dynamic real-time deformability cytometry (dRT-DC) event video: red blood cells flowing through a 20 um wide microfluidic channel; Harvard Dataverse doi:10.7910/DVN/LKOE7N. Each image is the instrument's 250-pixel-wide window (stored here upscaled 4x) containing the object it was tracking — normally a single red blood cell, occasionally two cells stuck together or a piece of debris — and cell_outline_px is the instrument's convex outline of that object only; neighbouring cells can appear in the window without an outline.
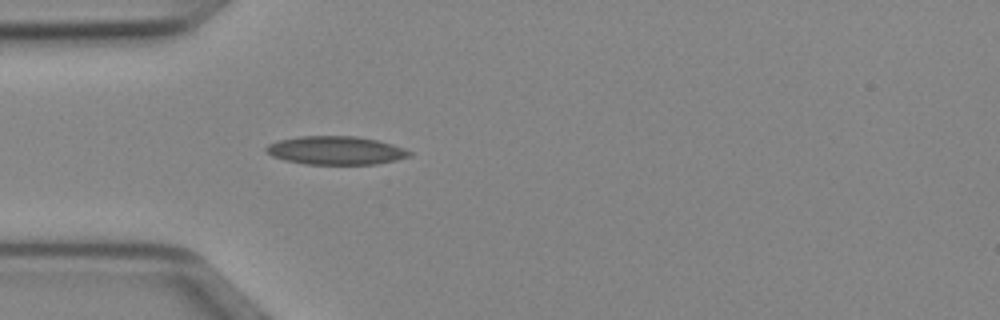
{"species": "Egyptian fruit bat (a non-hibernating species)", "species_latin": "Rousettus aegyptiacus", "temperature_condition": "cold", "stored_images_in_passage": 36, "camera_frame_rate_fps": 3000, "um_per_image_px": 0.085, "animal": {"sex": "female"}, "frame": {"image": 1, "passage_image": 1, "time_ms": 0.0, "image_size_px": [1000, 320], "cell_outline_px": [[412, 156], [396, 160], [376, 164], [304, 164], [284, 160], [272, 156], [264, 148], [268, 144], [280, 140], [300, 136], [356, 136], [376, 140], [392, 144], [404, 148], [412, 152]], "centroid_in_image_um": [28.56, 12.79], "position_along_channel_um": 56.4, "area_um2": 23.7}}
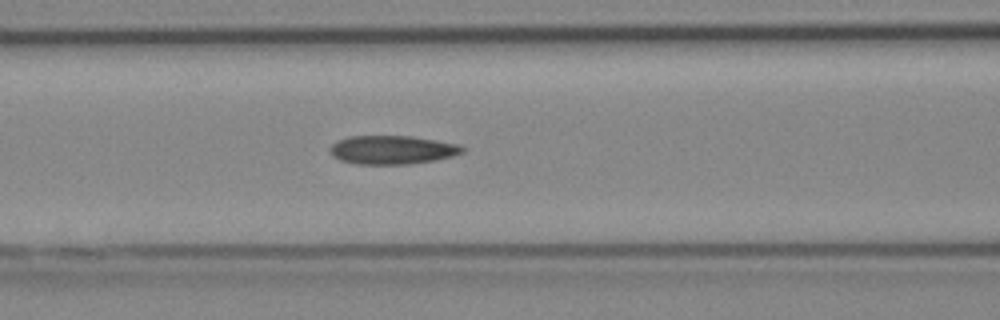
{"frame": {"image": 2, "passage_image": 7, "time_ms": 2.0, "image_size_px": [1000, 320], "cell_outline_px": [[464, 152], [452, 156], [436, 160], [408, 164], [356, 164], [340, 160], [332, 156], [328, 152], [328, 148], [336, 140], [348, 136], [412, 136], [436, 140], [456, 144], [464, 148]], "centroid_in_image_um": [33.27, 12.73], "position_along_channel_um": 133.3, "area_um2": 22.25}}
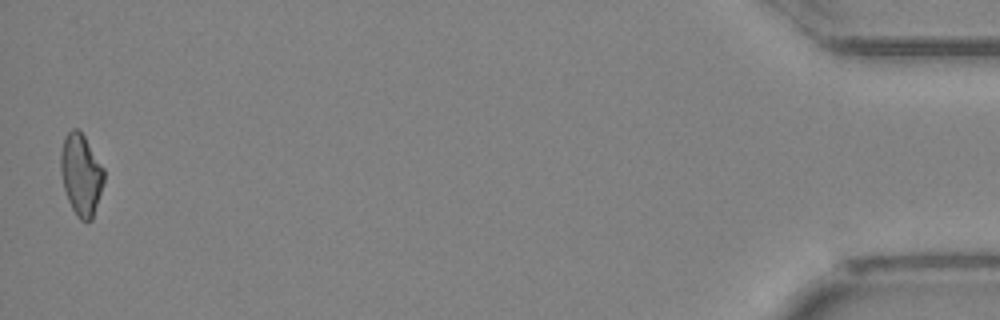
{"frame": {"image": 3, "passage_image": 36, "time_ms": 11.667, "image_size_px": [1000, 320], "cell_outline_px": [[104, 180], [92, 220], [80, 220], [76, 216], [68, 200], [64, 188], [60, 168], [60, 152], [64, 136], [72, 128], [76, 128], [84, 136], [104, 168]], "centroid_in_image_um": [6.87, 14.82], "position_along_channel_um": 428.3, "area_um2": 20.4}}